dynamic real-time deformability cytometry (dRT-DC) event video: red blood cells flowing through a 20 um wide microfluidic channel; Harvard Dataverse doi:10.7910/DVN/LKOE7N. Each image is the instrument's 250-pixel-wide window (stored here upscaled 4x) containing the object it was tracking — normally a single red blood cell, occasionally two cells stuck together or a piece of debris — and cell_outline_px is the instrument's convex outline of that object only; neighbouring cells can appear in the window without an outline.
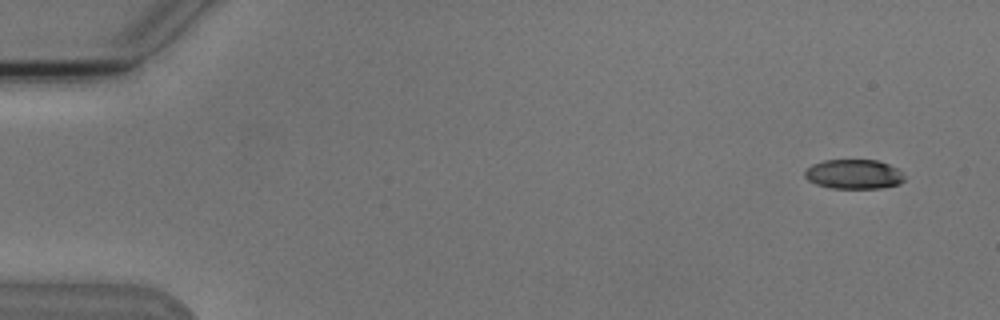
{"species": "Egyptian fruit bat (a non-hibernating species)", "species_latin": "Rousettus aegyptiacus", "temperature_condition": "cold", "stored_images_in_passage": 8, "camera_frame_rate_fps": 3000, "um_per_image_px": 0.085, "animal": {"sex": "male"}, "frame": {"image": 1, "passage_image": 2, "time_ms": 1.0, "image_size_px": [1000, 320], "cell_outline_px": [[904, 180], [900, 184], [880, 188], [832, 188], [816, 184], [808, 180], [804, 176], [804, 172], [812, 164], [824, 160], [876, 160], [888, 164], [896, 168], [904, 176]], "centroid_in_image_um": [72.56, 14.81], "position_along_channel_um": 12.4, "area_um2": 17.05}}
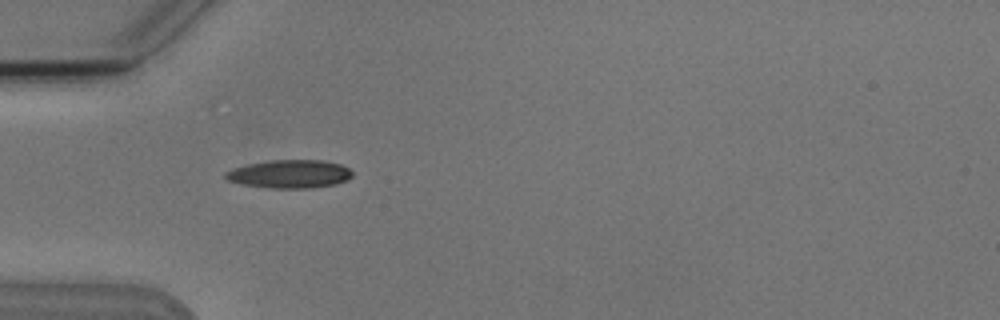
{"frame": {"image": 2, "passage_image": 6, "time_ms": 5.667, "image_size_px": [1000, 320], "cell_outline_px": [[352, 176], [348, 180], [336, 184], [312, 188], [272, 188], [244, 184], [228, 180], [224, 176], [224, 172], [248, 164], [272, 160], [324, 160], [340, 164], [348, 168], [352, 172]], "centroid_in_image_um": [24.67, 14.79], "position_along_channel_um": 60.3, "area_um2": 20.75}}
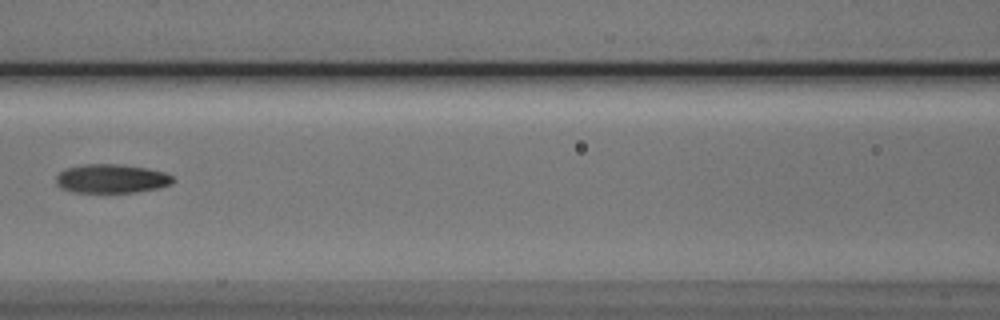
{"frame": {"image": 3, "passage_image": 8, "time_ms": 8.333, "image_size_px": [1000, 320], "cell_outline_px": [[176, 180], [172, 184], [160, 188], [136, 192], [72, 192], [60, 188], [56, 184], [56, 176], [60, 172], [68, 168], [84, 164], [124, 164], [148, 168], [164, 172], [172, 176]], "centroid_in_image_um": [9.51, 15.18], "position_along_channel_um": 157.1, "area_um2": 19.88}}